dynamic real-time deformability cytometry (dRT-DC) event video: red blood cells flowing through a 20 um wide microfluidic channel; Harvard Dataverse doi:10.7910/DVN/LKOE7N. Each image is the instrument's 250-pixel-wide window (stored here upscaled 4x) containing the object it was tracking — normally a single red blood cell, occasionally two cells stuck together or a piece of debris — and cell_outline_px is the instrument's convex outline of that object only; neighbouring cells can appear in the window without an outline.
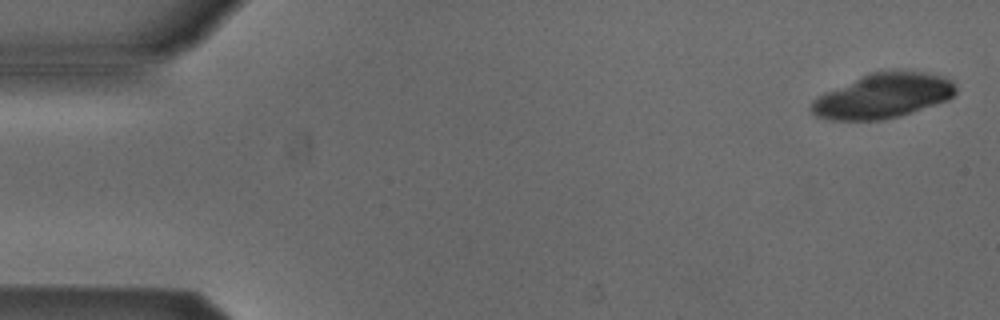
{"species": "Egyptian fruit bat (a non-hibernating species)", "species_latin": "Rousettus aegyptiacus", "temperature_condition": "cold", "stored_images_in_passage": 5, "camera_frame_rate_fps": 3000, "um_per_image_px": 0.085, "animal": {"sex": "male"}, "frame": {"image": 1, "passage_image": 1, "time_ms": 0.0, "image_size_px": [1000, 320], "cell_outline_px": [[956, 92], [948, 100], [900, 116], [884, 120], [828, 120], [816, 116], [808, 108], [812, 100], [816, 96], [824, 92], [868, 72], [924, 72], [940, 76], [952, 80], [956, 88]], "centroid_in_image_um": [74.99, 8.17], "position_along_channel_um": 10.0, "area_um2": 37.69}}